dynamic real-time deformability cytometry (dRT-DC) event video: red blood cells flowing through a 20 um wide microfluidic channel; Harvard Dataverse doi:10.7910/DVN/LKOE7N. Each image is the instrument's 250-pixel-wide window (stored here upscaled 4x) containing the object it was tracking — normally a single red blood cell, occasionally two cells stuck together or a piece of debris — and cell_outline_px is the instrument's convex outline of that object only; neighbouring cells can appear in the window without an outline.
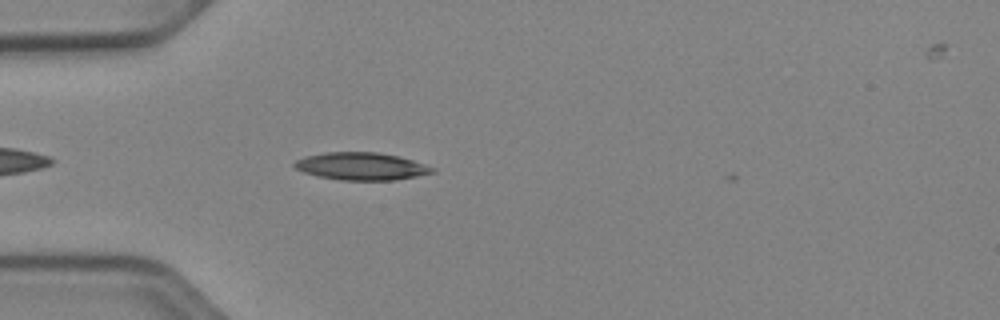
{"species": "Egyptian fruit bat (a non-hibernating species)", "species_latin": "Rousettus aegyptiacus", "temperature_condition": "cold", "stored_images_in_passage": 5, "camera_frame_rate_fps": 3000, "um_per_image_px": 0.085, "animal": {"sex": "female"}, "frame": {"image": 1, "passage_image": 4, "time_ms": 1.0, "image_size_px": [1000, 320], "cell_outline_px": [[436, 172], [396, 180], [340, 180], [320, 176], [304, 172], [296, 168], [292, 164], [296, 160], [304, 156], [324, 152], [376, 152], [400, 156], [436, 168]], "centroid_in_image_um": [30.72, 14.13], "position_along_channel_um": 54.3, "area_um2": 22.14}}